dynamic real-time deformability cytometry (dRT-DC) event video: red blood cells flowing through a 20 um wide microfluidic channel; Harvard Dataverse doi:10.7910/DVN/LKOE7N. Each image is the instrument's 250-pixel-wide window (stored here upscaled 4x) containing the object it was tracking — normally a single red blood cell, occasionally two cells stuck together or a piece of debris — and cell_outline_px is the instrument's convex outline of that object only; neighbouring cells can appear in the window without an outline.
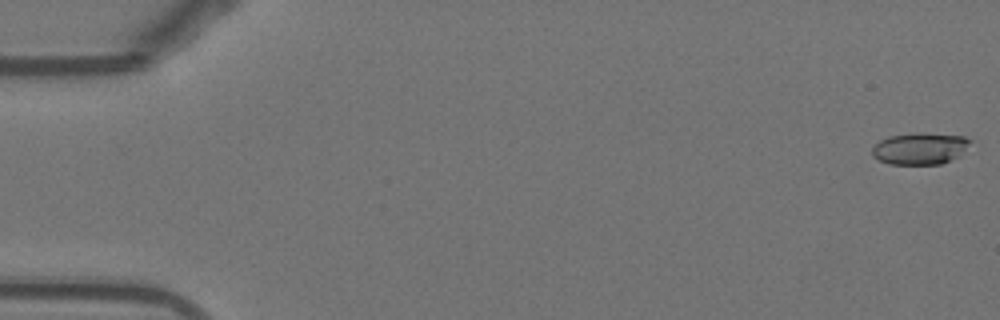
{"species": "Egyptian fruit bat (a non-hibernating species)", "species_latin": "Rousettus aegyptiacus", "temperature_condition": "warm", "stored_images_in_passage": 53, "camera_frame_rate_fps": 3000, "um_per_image_px": 0.085, "animal": {"sex": "female"}, "frame": {"image": 1, "passage_image": 1, "time_ms": 0.0, "image_size_px": [1000, 320], "cell_outline_px": [[972, 140], [960, 156], [940, 164], [888, 164], [872, 156], [872, 148], [880, 140], [888, 136], [964, 136]], "centroid_in_image_um": [78.18, 12.69], "position_along_channel_um": 6.8, "area_um2": 17.11}}
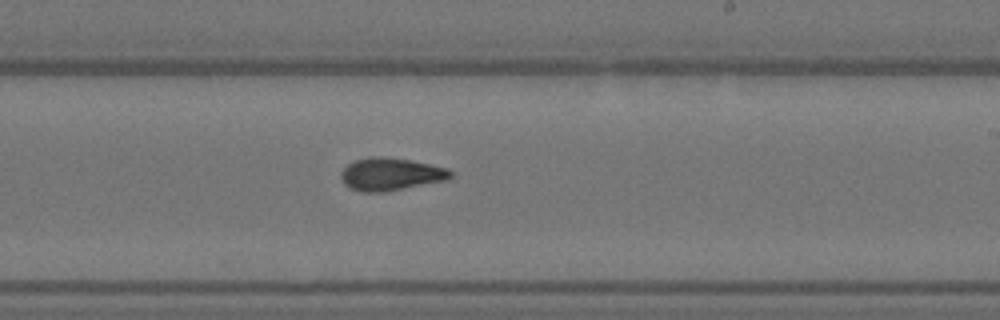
{"frame": {"image": 2, "passage_image": 32, "time_ms": 10.333, "image_size_px": [1000, 320], "cell_outline_px": [[452, 176], [448, 180], [384, 192], [364, 192], [352, 188], [344, 184], [340, 180], [340, 172], [348, 164], [356, 160], [372, 156], [380, 156], [408, 160], [448, 168], [452, 172]], "centroid_in_image_um": [33.2, 14.81], "position_along_channel_um": 255.8, "area_um2": 20.75}}
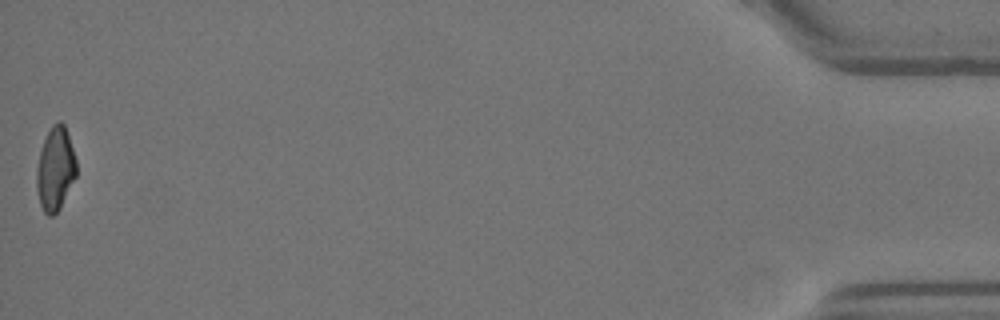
{"frame": {"image": 3, "passage_image": 53, "time_ms": 17.333, "image_size_px": [1000, 320], "cell_outline_px": [[76, 176], [60, 208], [52, 216], [48, 216], [44, 212], [40, 204], [36, 188], [36, 172], [40, 152], [44, 140], [52, 124], [56, 120], [60, 120], [64, 124], [76, 160]], "centroid_in_image_um": [4.69, 14.36], "position_along_channel_um": 430.5, "area_um2": 19.19}, "authors_computed_cell_mechanics": {"area_um2": 19.941, "velocity_mm_per_s": 3.8672, "shape_relaxation_time_tau1_ms": null, "shape_relaxation_time_tau2_ms": 2.8327, "deformation_change_tau1": null, "deformation_change_tau2": 0.0993}}